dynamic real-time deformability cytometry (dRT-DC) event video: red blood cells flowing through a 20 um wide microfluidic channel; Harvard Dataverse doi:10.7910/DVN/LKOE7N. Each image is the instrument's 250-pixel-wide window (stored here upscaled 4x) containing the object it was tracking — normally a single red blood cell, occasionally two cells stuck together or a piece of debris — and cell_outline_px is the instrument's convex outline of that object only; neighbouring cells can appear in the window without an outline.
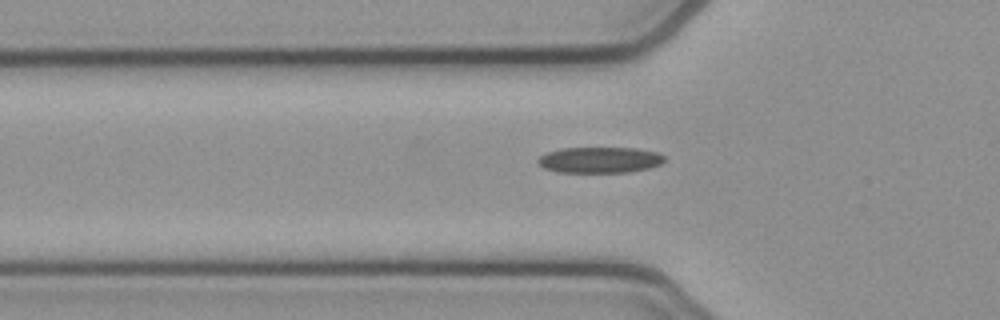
{"species": "common noctule bat (a hibernating species)", "species_latin": "Nyctalus noctula", "temperature_condition": "cold", "stored_images_in_passage": 37, "camera_frame_rate_fps": 3000, "um_per_image_px": 0.085, "animal": {"sex": "female", "body_mass_g": 21.9}, "frame": {"image": 1, "passage_image": 5, "time_ms": 1.333, "image_size_px": [1000, 320], "cell_outline_px": [[664, 160], [660, 164], [648, 168], [628, 172], [556, 172], [544, 168], [536, 160], [544, 152], [560, 148], [636, 148], [656, 152], [664, 156]], "centroid_in_image_um": [50.93, 13.59], "position_along_channel_um": 74.9, "area_um2": 19.13}}
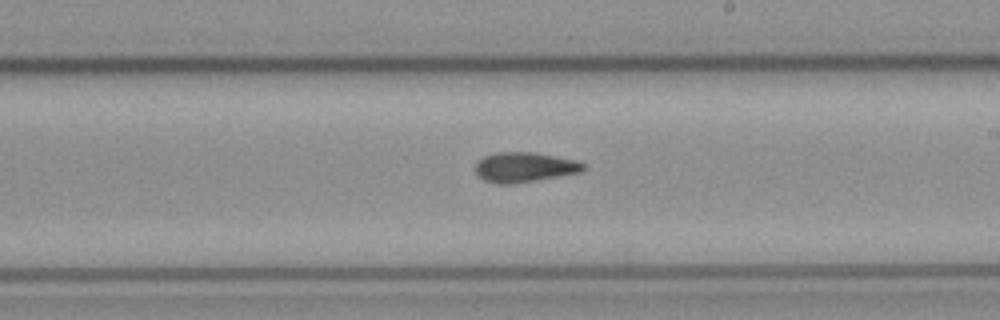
{"frame": {"image": 2, "passage_image": 18, "time_ms": 5.667, "image_size_px": [1000, 320], "cell_outline_px": [[588, 164], [580, 172], [536, 180], [512, 184], [496, 184], [484, 180], [476, 172], [476, 164], [484, 156], [496, 152], [532, 152], [576, 160]], "centroid_in_image_um": [44.58, 14.21], "position_along_channel_um": 244.4, "area_um2": 18.67}}
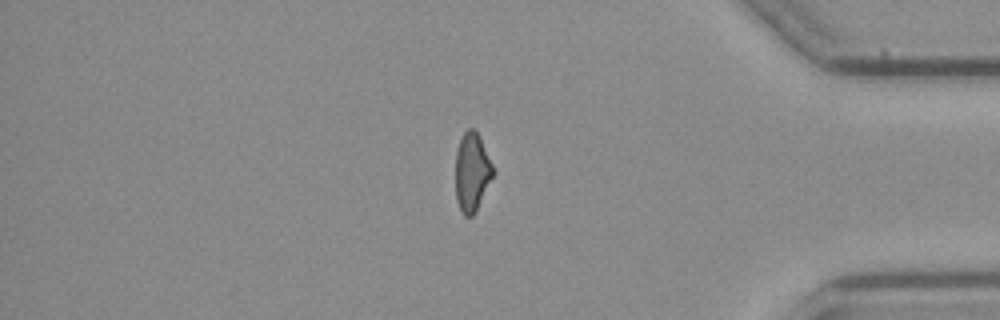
{"frame": {"image": 3, "passage_image": 32, "time_ms": 10.333, "image_size_px": [1000, 320], "cell_outline_px": [[496, 172], [476, 212], [472, 216], [464, 216], [456, 200], [456, 152], [460, 140], [464, 132], [468, 128], [472, 128], [480, 136]], "centroid_in_image_um": [40.14, 14.64], "position_along_channel_um": 395.1, "area_um2": 17.4}}